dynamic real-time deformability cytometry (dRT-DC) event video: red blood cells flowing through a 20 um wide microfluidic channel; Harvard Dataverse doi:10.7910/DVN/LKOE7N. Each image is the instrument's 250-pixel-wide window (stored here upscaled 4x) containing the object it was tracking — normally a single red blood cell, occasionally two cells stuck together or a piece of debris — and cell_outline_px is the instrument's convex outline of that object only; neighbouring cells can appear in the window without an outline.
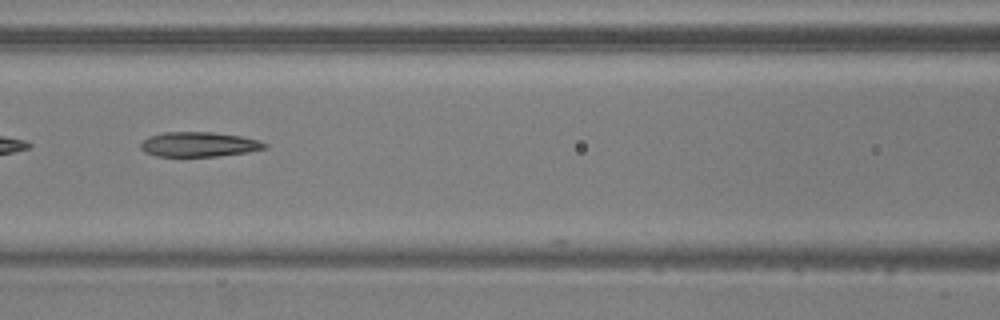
{"species": "common noctule bat (a hibernating species)", "species_latin": "Nyctalus noctula", "temperature_condition": "warm", "stored_images_in_passage": 8, "camera_frame_rate_fps": 3000, "um_per_image_px": 0.085, "animal": {"sex": "male", "body_mass_g": 20.5, "forearm_length_mm": 52.5}, "frame": {"image": 1, "passage_image": 7, "time_ms": 2.0, "image_size_px": [1000, 320], "cell_outline_px": [[268, 148], [248, 152], [216, 156], [156, 156], [144, 152], [140, 148], [140, 144], [148, 136], [164, 132], [212, 132], [240, 136], [260, 140], [268, 144]], "centroid_in_image_um": [16.92, 12.27], "position_along_channel_um": 149.7, "area_um2": 17.98}}